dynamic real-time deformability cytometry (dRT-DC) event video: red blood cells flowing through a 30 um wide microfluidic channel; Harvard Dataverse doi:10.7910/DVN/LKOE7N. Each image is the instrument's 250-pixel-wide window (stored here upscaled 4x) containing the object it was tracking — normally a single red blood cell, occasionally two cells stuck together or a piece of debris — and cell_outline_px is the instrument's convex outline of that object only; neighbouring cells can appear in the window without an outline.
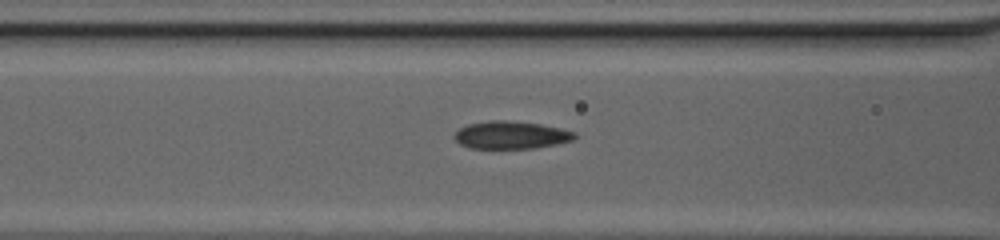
{"species": "common noctule bat (a hibernating species)", "species_latin": "Nyctalus noctula", "temperature_condition": "cold", "stored_images_in_passage": 15, "camera_frame_rate_fps": 3000, "um_per_image_px": 0.085, "animal": {"sex": "female", "body_mass_g": 20.0, "forearm_length_mm": 54.0}, "frame": {"image": 1, "passage_image": 13, "time_ms": 4.0, "image_size_px": [1000, 240], "cell_outline_px": [[576, 136], [572, 140], [556, 144], [536, 148], [472, 148], [460, 144], [456, 140], [456, 132], [460, 128], [468, 124], [492, 120], [504, 120], [540, 124], [560, 128], [576, 132]], "centroid_in_image_um": [43.46, 11.48], "position_along_channel_um": 123.1, "area_um2": 19.13}}